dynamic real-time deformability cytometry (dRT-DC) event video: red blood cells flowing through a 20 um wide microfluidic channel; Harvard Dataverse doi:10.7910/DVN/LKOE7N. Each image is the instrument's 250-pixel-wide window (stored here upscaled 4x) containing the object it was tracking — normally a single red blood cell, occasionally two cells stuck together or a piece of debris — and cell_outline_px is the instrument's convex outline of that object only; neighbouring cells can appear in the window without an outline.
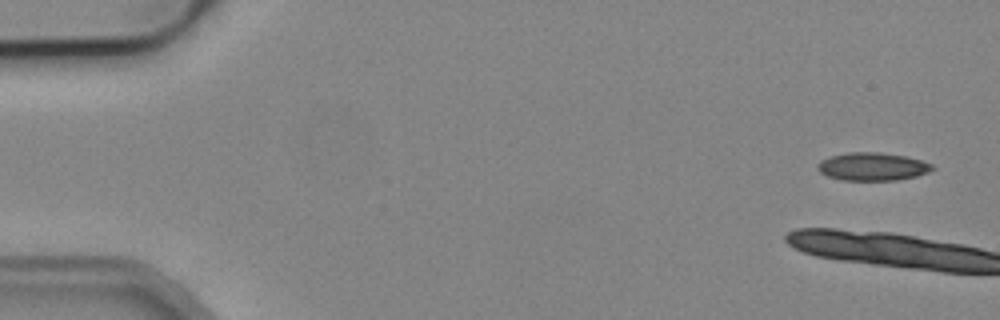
{"species": "common noctule bat (a hibernating species)", "species_latin": "Nyctalus noctula", "temperature_condition": "cold", "stored_images_in_passage": 6, "camera_frame_rate_fps": 3000, "um_per_image_px": 0.085, "animal": {"sex": "male", "body_mass_g": 19.2, "forearm_length_mm": 51.8}, "frame": {"image": 1, "passage_image": 1, "time_ms": 0.0, "image_size_px": [1000, 320], "cell_outline_px": [[936, 168], [928, 172], [916, 176], [896, 180], [840, 180], [828, 176], [820, 172], [816, 168], [816, 164], [820, 160], [832, 156], [848, 152], [880, 152], [904, 156], [920, 160], [932, 164]], "centroid_in_image_um": [74.14, 14.16], "position_along_channel_um": 10.9, "area_um2": 18.73}}